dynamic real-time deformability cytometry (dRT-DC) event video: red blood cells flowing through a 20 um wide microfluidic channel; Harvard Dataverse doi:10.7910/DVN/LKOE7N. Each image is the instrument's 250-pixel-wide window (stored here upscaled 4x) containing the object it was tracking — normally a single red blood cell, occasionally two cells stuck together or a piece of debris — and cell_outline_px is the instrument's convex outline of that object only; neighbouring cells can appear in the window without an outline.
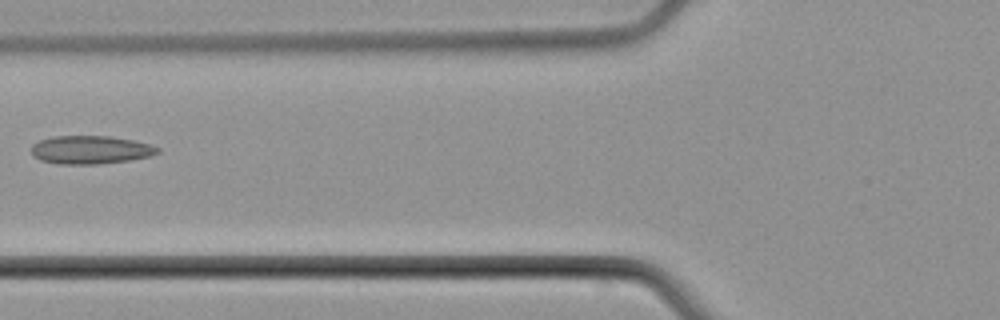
{"species": "common noctule bat (a hibernating species)", "species_latin": "Nyctalus noctula", "temperature_condition": "cold", "stored_images_in_passage": 3, "camera_frame_rate_fps": 3000, "um_per_image_px": 0.085, "animal": {"sex": "male", "body_mass_g": 21.5, "forearm_length_mm": 52.0}, "frame": {"image": 1, "passage_image": 2, "time_ms": 1.333, "image_size_px": [1000, 320], "cell_outline_px": [[160, 152], [148, 156], [128, 160], [96, 164], [60, 164], [40, 160], [32, 152], [32, 144], [40, 140], [52, 136], [112, 136], [132, 140], [148, 144], [160, 148]], "centroid_in_image_um": [7.68, 12.72], "position_along_channel_um": 118.1, "area_um2": 20.58}}
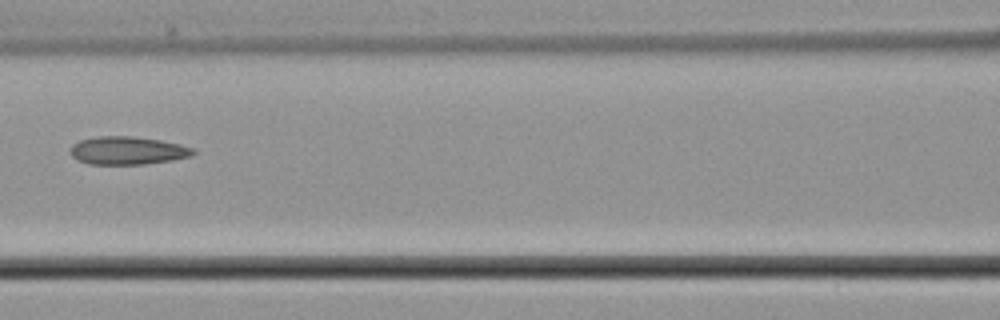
{"frame": {"image": 2, "passage_image": 3, "time_ms": 2.333, "image_size_px": [1000, 320], "cell_outline_px": [[196, 152], [192, 156], [172, 160], [144, 164], [88, 164], [72, 156], [72, 144], [80, 140], [96, 136], [132, 136], [160, 140], [180, 144], [196, 148]], "centroid_in_image_um": [10.9, 12.79], "position_along_channel_um": 155.7, "area_um2": 20.06}}